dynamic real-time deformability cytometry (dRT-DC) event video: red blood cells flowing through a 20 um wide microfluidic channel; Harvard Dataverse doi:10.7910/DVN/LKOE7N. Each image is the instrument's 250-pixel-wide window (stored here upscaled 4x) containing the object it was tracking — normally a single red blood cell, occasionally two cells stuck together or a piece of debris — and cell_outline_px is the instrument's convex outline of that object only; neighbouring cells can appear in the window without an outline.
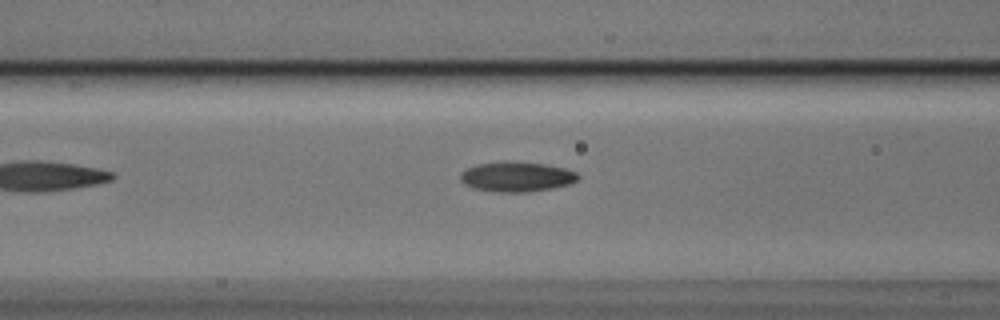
{"species": "Egyptian fruit bat (a non-hibernating species)", "species_latin": "Rousettus aegyptiacus", "temperature_condition": "cold", "stored_images_in_passage": 6, "camera_frame_rate_fps": 3000, "um_per_image_px": 0.085, "animal": {"sex": "male"}, "frame": {"image": 1, "passage_image": 5, "time_ms": 1.333, "image_size_px": [1000, 320], "cell_outline_px": [[580, 176], [576, 180], [568, 184], [548, 188], [524, 192], [500, 192], [476, 188], [464, 184], [460, 180], [460, 172], [476, 164], [504, 160], [512, 160], [548, 164], [564, 168], [576, 172]], "centroid_in_image_um": [43.88, 14.98], "position_along_channel_um": 122.7, "area_um2": 20.58}}
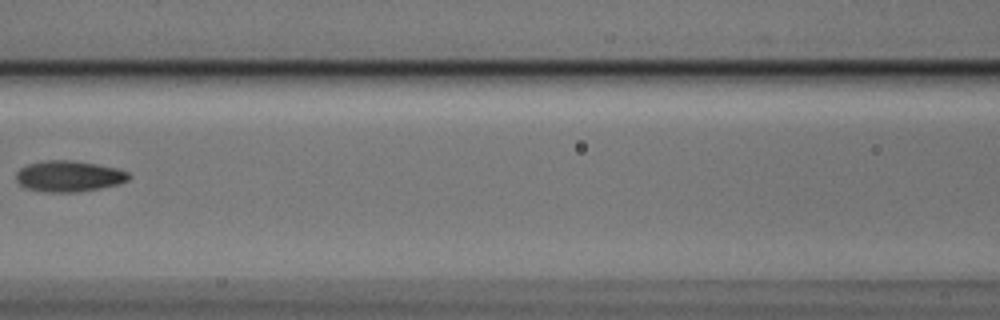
{"frame": {"image": 2, "passage_image": 6, "time_ms": 1.667, "image_size_px": [1000, 320], "cell_outline_px": [[132, 176], [128, 180], [116, 184], [100, 188], [76, 192], [44, 192], [24, 188], [16, 180], [16, 172], [20, 168], [28, 164], [44, 160], [76, 160], [116, 168], [128, 172]], "centroid_in_image_um": [5.82, 14.97], "position_along_channel_um": 160.8, "area_um2": 20.46}}